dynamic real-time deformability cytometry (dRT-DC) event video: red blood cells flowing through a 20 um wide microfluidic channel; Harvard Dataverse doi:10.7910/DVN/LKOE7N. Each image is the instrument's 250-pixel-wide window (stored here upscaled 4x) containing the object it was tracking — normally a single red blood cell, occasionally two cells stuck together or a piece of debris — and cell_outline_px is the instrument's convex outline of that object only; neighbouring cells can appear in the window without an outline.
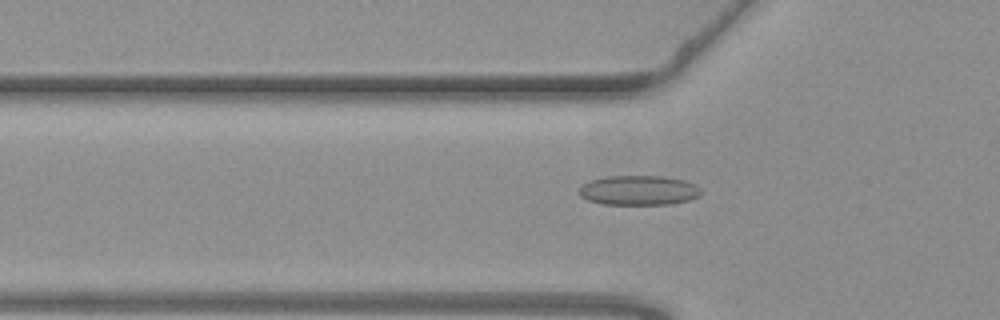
{"species": "common noctule bat (a hibernating species)", "species_latin": "Nyctalus noctula", "temperature_condition": "warm", "stored_images_in_passage": 49, "camera_frame_rate_fps": 3000, "um_per_image_px": 0.085, "animal": {"sex": "female", "body_mass_g": 19.3, "forearm_length_mm": 54.1}, "frame": {"image": 1, "passage_image": 14, "time_ms": 4.333, "image_size_px": [1000, 320], "cell_outline_px": [[700, 196], [688, 200], [668, 204], [604, 204], [588, 200], [580, 196], [580, 188], [584, 184], [592, 180], [608, 176], [664, 176], [684, 180], [696, 184], [700, 188]], "centroid_in_image_um": [54.32, 16.17], "position_along_channel_um": 71.5, "area_um2": 20.92}}
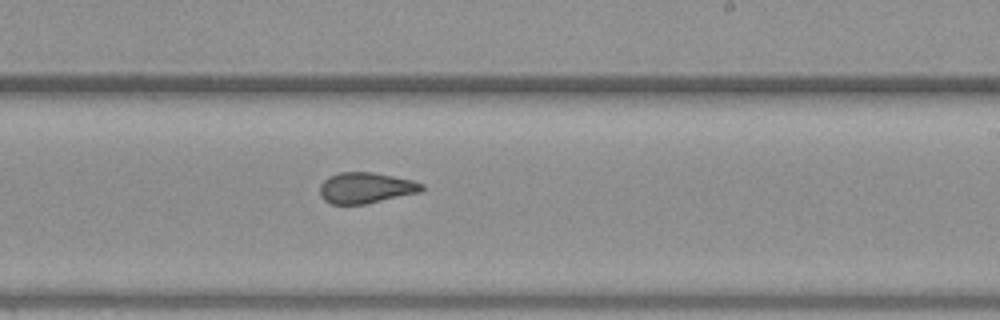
{"frame": {"image": 2, "passage_image": 29, "time_ms": 9.333, "image_size_px": [1000, 320], "cell_outline_px": [[424, 188], [420, 192], [364, 204], [332, 204], [324, 200], [320, 196], [320, 184], [328, 176], [340, 172], [372, 172], [412, 180], [424, 184]], "centroid_in_image_um": [31.07, 15.96], "position_along_channel_um": 257.9, "area_um2": 18.26}}
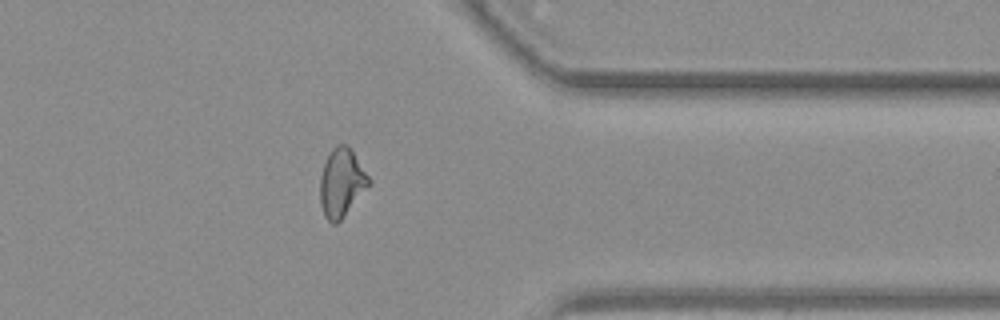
{"frame": {"image": 3, "passage_image": 40, "time_ms": 13.0, "image_size_px": [1000, 320], "cell_outline_px": [[372, 184], [344, 216], [336, 224], [332, 224], [324, 216], [320, 204], [320, 176], [324, 164], [332, 148], [336, 144], [348, 144], [352, 148], [372, 180]], "centroid_in_image_um": [29.07, 15.51], "position_along_channel_um": 382.3, "area_um2": 19.88}}